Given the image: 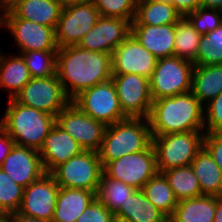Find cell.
<instances>
[{
    "label": "cell",
    "mask_w": 222,
    "mask_h": 222,
    "mask_svg": "<svg viewBox=\"0 0 222 222\" xmlns=\"http://www.w3.org/2000/svg\"><path fill=\"white\" fill-rule=\"evenodd\" d=\"M56 74L72 100L83 90L112 78L111 55L77 45L58 48Z\"/></svg>",
    "instance_id": "obj_1"
},
{
    "label": "cell",
    "mask_w": 222,
    "mask_h": 222,
    "mask_svg": "<svg viewBox=\"0 0 222 222\" xmlns=\"http://www.w3.org/2000/svg\"><path fill=\"white\" fill-rule=\"evenodd\" d=\"M147 120L152 136L205 131L204 108L192 92L154 100Z\"/></svg>",
    "instance_id": "obj_2"
},
{
    "label": "cell",
    "mask_w": 222,
    "mask_h": 222,
    "mask_svg": "<svg viewBox=\"0 0 222 222\" xmlns=\"http://www.w3.org/2000/svg\"><path fill=\"white\" fill-rule=\"evenodd\" d=\"M0 126L16 145L40 150L45 137L56 123V117L8 98Z\"/></svg>",
    "instance_id": "obj_3"
},
{
    "label": "cell",
    "mask_w": 222,
    "mask_h": 222,
    "mask_svg": "<svg viewBox=\"0 0 222 222\" xmlns=\"http://www.w3.org/2000/svg\"><path fill=\"white\" fill-rule=\"evenodd\" d=\"M151 144L147 118L128 117L108 125L98 151L102 167L122 156L146 150Z\"/></svg>",
    "instance_id": "obj_4"
},
{
    "label": "cell",
    "mask_w": 222,
    "mask_h": 222,
    "mask_svg": "<svg viewBox=\"0 0 222 222\" xmlns=\"http://www.w3.org/2000/svg\"><path fill=\"white\" fill-rule=\"evenodd\" d=\"M205 131L152 136L158 172L189 166L203 148Z\"/></svg>",
    "instance_id": "obj_5"
},
{
    "label": "cell",
    "mask_w": 222,
    "mask_h": 222,
    "mask_svg": "<svg viewBox=\"0 0 222 222\" xmlns=\"http://www.w3.org/2000/svg\"><path fill=\"white\" fill-rule=\"evenodd\" d=\"M193 68L194 63L177 56L159 58L149 78L152 100L191 92Z\"/></svg>",
    "instance_id": "obj_6"
},
{
    "label": "cell",
    "mask_w": 222,
    "mask_h": 222,
    "mask_svg": "<svg viewBox=\"0 0 222 222\" xmlns=\"http://www.w3.org/2000/svg\"><path fill=\"white\" fill-rule=\"evenodd\" d=\"M103 167L98 152L83 151L57 166L50 174L59 187L97 193Z\"/></svg>",
    "instance_id": "obj_7"
},
{
    "label": "cell",
    "mask_w": 222,
    "mask_h": 222,
    "mask_svg": "<svg viewBox=\"0 0 222 222\" xmlns=\"http://www.w3.org/2000/svg\"><path fill=\"white\" fill-rule=\"evenodd\" d=\"M71 102L106 126L128 118L121 109L112 79L83 90Z\"/></svg>",
    "instance_id": "obj_8"
},
{
    "label": "cell",
    "mask_w": 222,
    "mask_h": 222,
    "mask_svg": "<svg viewBox=\"0 0 222 222\" xmlns=\"http://www.w3.org/2000/svg\"><path fill=\"white\" fill-rule=\"evenodd\" d=\"M13 99L55 117L71 102L57 74L46 78H32Z\"/></svg>",
    "instance_id": "obj_9"
},
{
    "label": "cell",
    "mask_w": 222,
    "mask_h": 222,
    "mask_svg": "<svg viewBox=\"0 0 222 222\" xmlns=\"http://www.w3.org/2000/svg\"><path fill=\"white\" fill-rule=\"evenodd\" d=\"M103 173L135 189H142L158 173L156 153L151 144L146 150L128 154L107 163Z\"/></svg>",
    "instance_id": "obj_10"
},
{
    "label": "cell",
    "mask_w": 222,
    "mask_h": 222,
    "mask_svg": "<svg viewBox=\"0 0 222 222\" xmlns=\"http://www.w3.org/2000/svg\"><path fill=\"white\" fill-rule=\"evenodd\" d=\"M99 17V11L91 0L62 8L55 28L58 48L78 45Z\"/></svg>",
    "instance_id": "obj_11"
},
{
    "label": "cell",
    "mask_w": 222,
    "mask_h": 222,
    "mask_svg": "<svg viewBox=\"0 0 222 222\" xmlns=\"http://www.w3.org/2000/svg\"><path fill=\"white\" fill-rule=\"evenodd\" d=\"M2 28L11 34L19 54L32 50H58L54 28L18 18L11 10L4 12Z\"/></svg>",
    "instance_id": "obj_12"
},
{
    "label": "cell",
    "mask_w": 222,
    "mask_h": 222,
    "mask_svg": "<svg viewBox=\"0 0 222 222\" xmlns=\"http://www.w3.org/2000/svg\"><path fill=\"white\" fill-rule=\"evenodd\" d=\"M56 124L71 135L84 151H99L106 125L81 111L72 102L58 113Z\"/></svg>",
    "instance_id": "obj_13"
},
{
    "label": "cell",
    "mask_w": 222,
    "mask_h": 222,
    "mask_svg": "<svg viewBox=\"0 0 222 222\" xmlns=\"http://www.w3.org/2000/svg\"><path fill=\"white\" fill-rule=\"evenodd\" d=\"M122 111L128 117L147 118L153 103L149 78L137 74L112 75Z\"/></svg>",
    "instance_id": "obj_14"
},
{
    "label": "cell",
    "mask_w": 222,
    "mask_h": 222,
    "mask_svg": "<svg viewBox=\"0 0 222 222\" xmlns=\"http://www.w3.org/2000/svg\"><path fill=\"white\" fill-rule=\"evenodd\" d=\"M59 186L50 173L24 188L18 213L51 222L56 207Z\"/></svg>",
    "instance_id": "obj_15"
},
{
    "label": "cell",
    "mask_w": 222,
    "mask_h": 222,
    "mask_svg": "<svg viewBox=\"0 0 222 222\" xmlns=\"http://www.w3.org/2000/svg\"><path fill=\"white\" fill-rule=\"evenodd\" d=\"M131 23L123 18L100 16L77 46L111 55L113 50L131 35Z\"/></svg>",
    "instance_id": "obj_16"
},
{
    "label": "cell",
    "mask_w": 222,
    "mask_h": 222,
    "mask_svg": "<svg viewBox=\"0 0 222 222\" xmlns=\"http://www.w3.org/2000/svg\"><path fill=\"white\" fill-rule=\"evenodd\" d=\"M157 60L131 34L111 54L112 75L137 74L150 78Z\"/></svg>",
    "instance_id": "obj_17"
},
{
    "label": "cell",
    "mask_w": 222,
    "mask_h": 222,
    "mask_svg": "<svg viewBox=\"0 0 222 222\" xmlns=\"http://www.w3.org/2000/svg\"><path fill=\"white\" fill-rule=\"evenodd\" d=\"M0 168L24 188L45 174L39 152L16 144Z\"/></svg>",
    "instance_id": "obj_18"
},
{
    "label": "cell",
    "mask_w": 222,
    "mask_h": 222,
    "mask_svg": "<svg viewBox=\"0 0 222 222\" xmlns=\"http://www.w3.org/2000/svg\"><path fill=\"white\" fill-rule=\"evenodd\" d=\"M83 151L80 144L55 123L38 152L45 173H51L57 166Z\"/></svg>",
    "instance_id": "obj_19"
},
{
    "label": "cell",
    "mask_w": 222,
    "mask_h": 222,
    "mask_svg": "<svg viewBox=\"0 0 222 222\" xmlns=\"http://www.w3.org/2000/svg\"><path fill=\"white\" fill-rule=\"evenodd\" d=\"M131 34L157 59L174 56L175 24L131 25Z\"/></svg>",
    "instance_id": "obj_20"
},
{
    "label": "cell",
    "mask_w": 222,
    "mask_h": 222,
    "mask_svg": "<svg viewBox=\"0 0 222 222\" xmlns=\"http://www.w3.org/2000/svg\"><path fill=\"white\" fill-rule=\"evenodd\" d=\"M95 198L90 190L60 187L51 222H76Z\"/></svg>",
    "instance_id": "obj_21"
},
{
    "label": "cell",
    "mask_w": 222,
    "mask_h": 222,
    "mask_svg": "<svg viewBox=\"0 0 222 222\" xmlns=\"http://www.w3.org/2000/svg\"><path fill=\"white\" fill-rule=\"evenodd\" d=\"M191 92L203 106L221 93L222 64L194 65Z\"/></svg>",
    "instance_id": "obj_22"
},
{
    "label": "cell",
    "mask_w": 222,
    "mask_h": 222,
    "mask_svg": "<svg viewBox=\"0 0 222 222\" xmlns=\"http://www.w3.org/2000/svg\"><path fill=\"white\" fill-rule=\"evenodd\" d=\"M216 196L203 195L178 201L168 222H213Z\"/></svg>",
    "instance_id": "obj_23"
},
{
    "label": "cell",
    "mask_w": 222,
    "mask_h": 222,
    "mask_svg": "<svg viewBox=\"0 0 222 222\" xmlns=\"http://www.w3.org/2000/svg\"><path fill=\"white\" fill-rule=\"evenodd\" d=\"M31 79L29 69L21 54L7 56L0 52V89L4 88L9 91V99L14 98Z\"/></svg>",
    "instance_id": "obj_24"
},
{
    "label": "cell",
    "mask_w": 222,
    "mask_h": 222,
    "mask_svg": "<svg viewBox=\"0 0 222 222\" xmlns=\"http://www.w3.org/2000/svg\"><path fill=\"white\" fill-rule=\"evenodd\" d=\"M114 217L133 222H168V217L150 202L142 189H136Z\"/></svg>",
    "instance_id": "obj_25"
},
{
    "label": "cell",
    "mask_w": 222,
    "mask_h": 222,
    "mask_svg": "<svg viewBox=\"0 0 222 222\" xmlns=\"http://www.w3.org/2000/svg\"><path fill=\"white\" fill-rule=\"evenodd\" d=\"M10 10L18 18L55 29L62 7L53 0H21Z\"/></svg>",
    "instance_id": "obj_26"
},
{
    "label": "cell",
    "mask_w": 222,
    "mask_h": 222,
    "mask_svg": "<svg viewBox=\"0 0 222 222\" xmlns=\"http://www.w3.org/2000/svg\"><path fill=\"white\" fill-rule=\"evenodd\" d=\"M190 166L198 179L202 195L219 197L222 192V170L204 147Z\"/></svg>",
    "instance_id": "obj_27"
},
{
    "label": "cell",
    "mask_w": 222,
    "mask_h": 222,
    "mask_svg": "<svg viewBox=\"0 0 222 222\" xmlns=\"http://www.w3.org/2000/svg\"><path fill=\"white\" fill-rule=\"evenodd\" d=\"M181 18L172 4L143 0L136 3V14L131 25L176 24Z\"/></svg>",
    "instance_id": "obj_28"
},
{
    "label": "cell",
    "mask_w": 222,
    "mask_h": 222,
    "mask_svg": "<svg viewBox=\"0 0 222 222\" xmlns=\"http://www.w3.org/2000/svg\"><path fill=\"white\" fill-rule=\"evenodd\" d=\"M161 173L167 179L178 201L203 196L198 179L190 165Z\"/></svg>",
    "instance_id": "obj_29"
},
{
    "label": "cell",
    "mask_w": 222,
    "mask_h": 222,
    "mask_svg": "<svg viewBox=\"0 0 222 222\" xmlns=\"http://www.w3.org/2000/svg\"><path fill=\"white\" fill-rule=\"evenodd\" d=\"M150 202L168 218L173 214L178 200L167 179L162 173H157L142 188Z\"/></svg>",
    "instance_id": "obj_30"
},
{
    "label": "cell",
    "mask_w": 222,
    "mask_h": 222,
    "mask_svg": "<svg viewBox=\"0 0 222 222\" xmlns=\"http://www.w3.org/2000/svg\"><path fill=\"white\" fill-rule=\"evenodd\" d=\"M136 189L122 181L109 178L104 173L100 177L96 198L113 214L128 200Z\"/></svg>",
    "instance_id": "obj_31"
},
{
    "label": "cell",
    "mask_w": 222,
    "mask_h": 222,
    "mask_svg": "<svg viewBox=\"0 0 222 222\" xmlns=\"http://www.w3.org/2000/svg\"><path fill=\"white\" fill-rule=\"evenodd\" d=\"M201 36L187 17H182L175 24L174 56L196 65V55Z\"/></svg>",
    "instance_id": "obj_32"
},
{
    "label": "cell",
    "mask_w": 222,
    "mask_h": 222,
    "mask_svg": "<svg viewBox=\"0 0 222 222\" xmlns=\"http://www.w3.org/2000/svg\"><path fill=\"white\" fill-rule=\"evenodd\" d=\"M32 78L56 75L57 51L32 50L20 53Z\"/></svg>",
    "instance_id": "obj_33"
},
{
    "label": "cell",
    "mask_w": 222,
    "mask_h": 222,
    "mask_svg": "<svg viewBox=\"0 0 222 222\" xmlns=\"http://www.w3.org/2000/svg\"><path fill=\"white\" fill-rule=\"evenodd\" d=\"M24 187L18 185L0 168V217L16 213L21 205Z\"/></svg>",
    "instance_id": "obj_34"
},
{
    "label": "cell",
    "mask_w": 222,
    "mask_h": 222,
    "mask_svg": "<svg viewBox=\"0 0 222 222\" xmlns=\"http://www.w3.org/2000/svg\"><path fill=\"white\" fill-rule=\"evenodd\" d=\"M222 47V24L202 35L196 55V65L221 64L222 55L219 48Z\"/></svg>",
    "instance_id": "obj_35"
},
{
    "label": "cell",
    "mask_w": 222,
    "mask_h": 222,
    "mask_svg": "<svg viewBox=\"0 0 222 222\" xmlns=\"http://www.w3.org/2000/svg\"><path fill=\"white\" fill-rule=\"evenodd\" d=\"M98 9L100 16L117 17L133 21L136 14L134 0H91Z\"/></svg>",
    "instance_id": "obj_36"
},
{
    "label": "cell",
    "mask_w": 222,
    "mask_h": 222,
    "mask_svg": "<svg viewBox=\"0 0 222 222\" xmlns=\"http://www.w3.org/2000/svg\"><path fill=\"white\" fill-rule=\"evenodd\" d=\"M186 17L200 35H205L222 24L221 14L218 9L199 7Z\"/></svg>",
    "instance_id": "obj_37"
},
{
    "label": "cell",
    "mask_w": 222,
    "mask_h": 222,
    "mask_svg": "<svg viewBox=\"0 0 222 222\" xmlns=\"http://www.w3.org/2000/svg\"><path fill=\"white\" fill-rule=\"evenodd\" d=\"M205 132L222 131V92L203 106Z\"/></svg>",
    "instance_id": "obj_38"
},
{
    "label": "cell",
    "mask_w": 222,
    "mask_h": 222,
    "mask_svg": "<svg viewBox=\"0 0 222 222\" xmlns=\"http://www.w3.org/2000/svg\"><path fill=\"white\" fill-rule=\"evenodd\" d=\"M115 217L97 198L79 216L76 222H114Z\"/></svg>",
    "instance_id": "obj_39"
},
{
    "label": "cell",
    "mask_w": 222,
    "mask_h": 222,
    "mask_svg": "<svg viewBox=\"0 0 222 222\" xmlns=\"http://www.w3.org/2000/svg\"><path fill=\"white\" fill-rule=\"evenodd\" d=\"M203 147L208 151L214 162L222 170V131L205 132Z\"/></svg>",
    "instance_id": "obj_40"
},
{
    "label": "cell",
    "mask_w": 222,
    "mask_h": 222,
    "mask_svg": "<svg viewBox=\"0 0 222 222\" xmlns=\"http://www.w3.org/2000/svg\"><path fill=\"white\" fill-rule=\"evenodd\" d=\"M15 145V141L10 135L0 126V167L7 155L11 152Z\"/></svg>",
    "instance_id": "obj_41"
},
{
    "label": "cell",
    "mask_w": 222,
    "mask_h": 222,
    "mask_svg": "<svg viewBox=\"0 0 222 222\" xmlns=\"http://www.w3.org/2000/svg\"><path fill=\"white\" fill-rule=\"evenodd\" d=\"M202 0H173V5L182 17L201 7Z\"/></svg>",
    "instance_id": "obj_42"
},
{
    "label": "cell",
    "mask_w": 222,
    "mask_h": 222,
    "mask_svg": "<svg viewBox=\"0 0 222 222\" xmlns=\"http://www.w3.org/2000/svg\"><path fill=\"white\" fill-rule=\"evenodd\" d=\"M5 218L9 222H49L46 220H40V219H36L33 217H27V216H24L18 212L9 214V215L5 216Z\"/></svg>",
    "instance_id": "obj_43"
},
{
    "label": "cell",
    "mask_w": 222,
    "mask_h": 222,
    "mask_svg": "<svg viewBox=\"0 0 222 222\" xmlns=\"http://www.w3.org/2000/svg\"><path fill=\"white\" fill-rule=\"evenodd\" d=\"M201 7L219 10L222 7V0H202Z\"/></svg>",
    "instance_id": "obj_44"
},
{
    "label": "cell",
    "mask_w": 222,
    "mask_h": 222,
    "mask_svg": "<svg viewBox=\"0 0 222 222\" xmlns=\"http://www.w3.org/2000/svg\"><path fill=\"white\" fill-rule=\"evenodd\" d=\"M213 222H222V199L216 196V211Z\"/></svg>",
    "instance_id": "obj_45"
},
{
    "label": "cell",
    "mask_w": 222,
    "mask_h": 222,
    "mask_svg": "<svg viewBox=\"0 0 222 222\" xmlns=\"http://www.w3.org/2000/svg\"><path fill=\"white\" fill-rule=\"evenodd\" d=\"M21 0H0V6L2 10L8 11L10 10L14 5H16Z\"/></svg>",
    "instance_id": "obj_46"
},
{
    "label": "cell",
    "mask_w": 222,
    "mask_h": 222,
    "mask_svg": "<svg viewBox=\"0 0 222 222\" xmlns=\"http://www.w3.org/2000/svg\"><path fill=\"white\" fill-rule=\"evenodd\" d=\"M54 2L58 3L62 8L84 2L86 0H53Z\"/></svg>",
    "instance_id": "obj_47"
},
{
    "label": "cell",
    "mask_w": 222,
    "mask_h": 222,
    "mask_svg": "<svg viewBox=\"0 0 222 222\" xmlns=\"http://www.w3.org/2000/svg\"><path fill=\"white\" fill-rule=\"evenodd\" d=\"M153 2H162V3H168L173 5V0H150Z\"/></svg>",
    "instance_id": "obj_48"
},
{
    "label": "cell",
    "mask_w": 222,
    "mask_h": 222,
    "mask_svg": "<svg viewBox=\"0 0 222 222\" xmlns=\"http://www.w3.org/2000/svg\"><path fill=\"white\" fill-rule=\"evenodd\" d=\"M3 16H4V11L2 10L0 6V28L2 27Z\"/></svg>",
    "instance_id": "obj_49"
},
{
    "label": "cell",
    "mask_w": 222,
    "mask_h": 222,
    "mask_svg": "<svg viewBox=\"0 0 222 222\" xmlns=\"http://www.w3.org/2000/svg\"><path fill=\"white\" fill-rule=\"evenodd\" d=\"M114 222H133V221H130V220H127V219H115Z\"/></svg>",
    "instance_id": "obj_50"
},
{
    "label": "cell",
    "mask_w": 222,
    "mask_h": 222,
    "mask_svg": "<svg viewBox=\"0 0 222 222\" xmlns=\"http://www.w3.org/2000/svg\"><path fill=\"white\" fill-rule=\"evenodd\" d=\"M0 222H9L5 217H0Z\"/></svg>",
    "instance_id": "obj_51"
},
{
    "label": "cell",
    "mask_w": 222,
    "mask_h": 222,
    "mask_svg": "<svg viewBox=\"0 0 222 222\" xmlns=\"http://www.w3.org/2000/svg\"><path fill=\"white\" fill-rule=\"evenodd\" d=\"M220 14H221V21H222V7L219 9Z\"/></svg>",
    "instance_id": "obj_52"
},
{
    "label": "cell",
    "mask_w": 222,
    "mask_h": 222,
    "mask_svg": "<svg viewBox=\"0 0 222 222\" xmlns=\"http://www.w3.org/2000/svg\"><path fill=\"white\" fill-rule=\"evenodd\" d=\"M219 51L221 52V55H222V47L219 48ZM221 64H222V59H221Z\"/></svg>",
    "instance_id": "obj_53"
},
{
    "label": "cell",
    "mask_w": 222,
    "mask_h": 222,
    "mask_svg": "<svg viewBox=\"0 0 222 222\" xmlns=\"http://www.w3.org/2000/svg\"><path fill=\"white\" fill-rule=\"evenodd\" d=\"M136 3L140 2V1H143V0H134Z\"/></svg>",
    "instance_id": "obj_54"
}]
</instances>
